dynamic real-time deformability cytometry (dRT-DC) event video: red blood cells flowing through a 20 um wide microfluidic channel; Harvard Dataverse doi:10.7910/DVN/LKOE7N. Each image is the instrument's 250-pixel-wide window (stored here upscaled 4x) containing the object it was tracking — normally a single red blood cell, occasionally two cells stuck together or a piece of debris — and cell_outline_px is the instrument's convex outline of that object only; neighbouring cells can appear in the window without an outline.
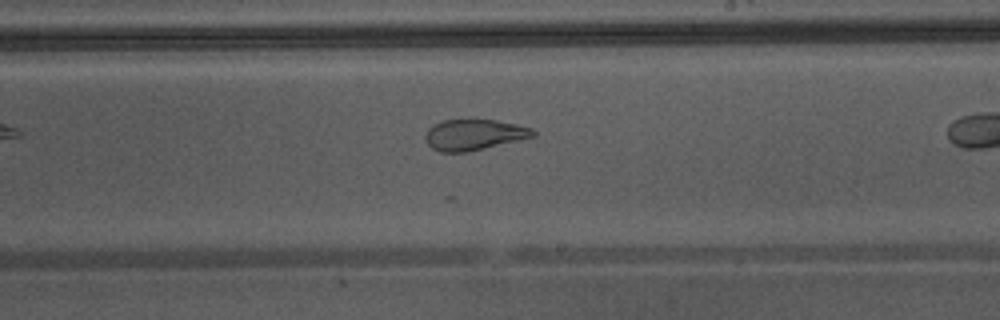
{"species": "Egyptian fruit bat (a non-hibernating species)", "species_latin": "Rousettus aegyptiacus", "temperature_condition": "warm", "stored_images_in_passage": 34, "camera_frame_rate_fps": 3000, "um_per_image_px": 0.085, "animal": {"sex": "male"}, "frame": {"image": 1, "passage_image": 25, "time_ms": 8.0, "image_size_px": [1000, 320], "cell_outline_px": [[536, 136], [484, 148], [464, 152], [440, 152], [432, 148], [428, 144], [428, 128], [440, 120], [472, 116], [496, 120], [516, 124], [532, 128], [536, 132]], "centroid_in_image_um": [40.31, 11.39], "position_along_channel_um": 248.7, "area_um2": 19.83}}